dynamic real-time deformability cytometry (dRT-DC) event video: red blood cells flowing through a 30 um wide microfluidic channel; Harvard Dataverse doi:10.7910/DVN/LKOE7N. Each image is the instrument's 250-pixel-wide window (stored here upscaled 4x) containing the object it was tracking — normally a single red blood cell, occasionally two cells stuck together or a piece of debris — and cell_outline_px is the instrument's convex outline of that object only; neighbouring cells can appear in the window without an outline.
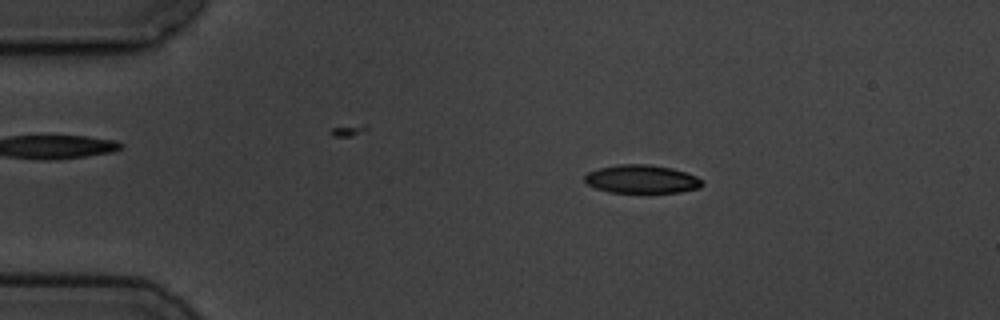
{"species": "common noctule bat (a hibernating species)", "species_latin": "Nyctalus noctula", "temperature_condition": "cold", "stored_images_in_passage": 5, "camera_frame_rate_fps": 3000, "um_per_image_px": 0.085, "animal": {"sex": "male", "body_mass_g": 19.5, "forearm_length_mm": 54.6}, "frame": {"image": 1, "passage_image": 2, "time_ms": 1.333, "image_size_px": [1000, 320], "cell_outline_px": [[704, 184], [700, 188], [680, 192], [608, 192], [596, 188], [588, 184], [584, 180], [584, 176], [588, 172], [600, 168], [616, 164], [648, 164], [672, 168], [696, 176], [704, 180]], "centroid_in_image_um": [54.56, 15.22], "position_along_channel_um": 30.4, "area_um2": 19.42}}
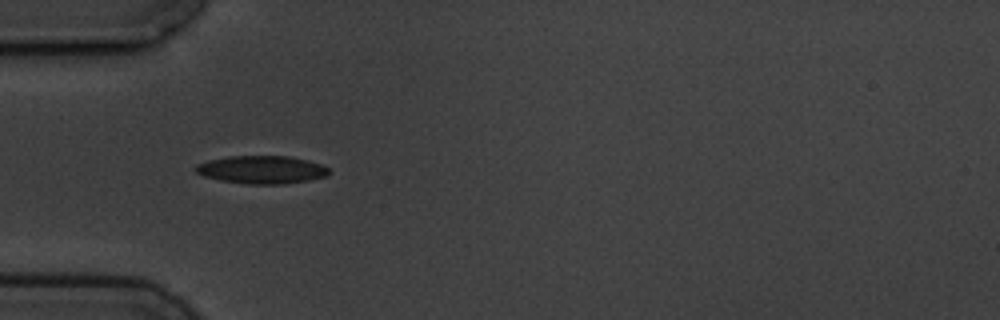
{"frame": {"image": 2, "passage_image": 4, "time_ms": 3.667, "image_size_px": [1000, 320], "cell_outline_px": [[332, 172], [328, 176], [308, 180], [284, 184], [248, 184], [220, 180], [204, 176], [196, 172], [192, 168], [196, 164], [208, 160], [232, 156], [288, 156], [320, 164], [328, 168]], "centroid_in_image_um": [22.23, 14.43], "position_along_channel_um": 62.8, "area_um2": 21.68}}
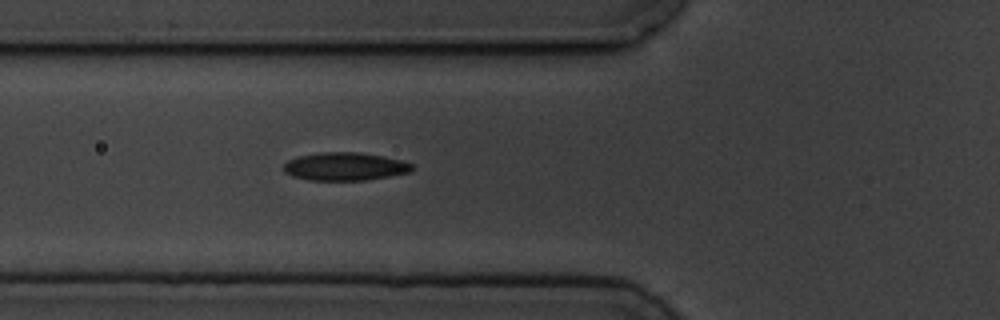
{"frame": {"image": 3, "passage_image": 5, "time_ms": 4.667, "image_size_px": [1000, 320], "cell_outline_px": [[412, 172], [364, 180], [308, 180], [292, 176], [284, 172], [284, 164], [288, 160], [296, 156], [324, 152], [360, 152], [400, 160], [412, 164]], "centroid_in_image_um": [29.28, 14.15], "position_along_channel_um": 96.5, "area_um2": 20.87}}